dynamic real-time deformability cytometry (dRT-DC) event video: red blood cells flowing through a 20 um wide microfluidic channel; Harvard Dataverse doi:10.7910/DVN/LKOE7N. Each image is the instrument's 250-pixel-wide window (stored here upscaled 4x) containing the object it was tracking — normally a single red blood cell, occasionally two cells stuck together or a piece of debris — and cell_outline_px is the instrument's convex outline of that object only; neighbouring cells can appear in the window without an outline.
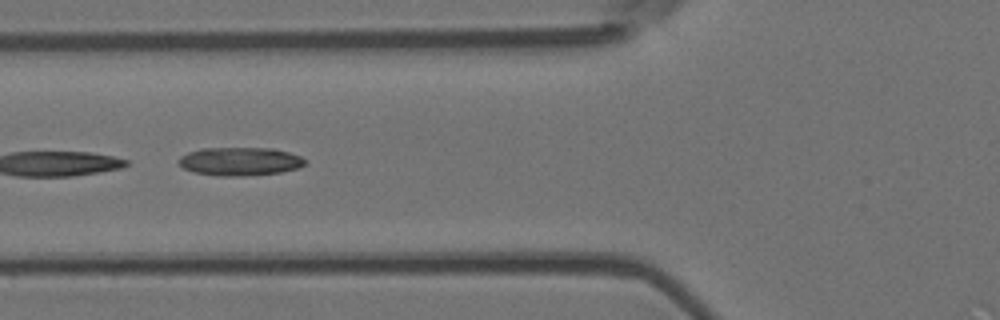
{"species": "Egyptian fruit bat (a non-hibernating species)", "species_latin": "Rousettus aegyptiacus", "temperature_condition": "room temperature", "stored_images_in_passage": 10, "camera_frame_rate_fps": 3000, "um_per_image_px": 0.085, "animal": {"sex": "female"}, "frame": {"image": 1, "passage_image": 5, "time_ms": 1.333, "image_size_px": [1000, 320], "cell_outline_px": [[308, 160], [300, 168], [280, 172], [244, 176], [220, 176], [192, 172], [184, 168], [176, 160], [180, 156], [188, 152], [200, 148], [272, 148], [288, 152], [300, 156]], "centroid_in_image_um": [20.38, 13.72], "position_along_channel_um": 105.4, "area_um2": 21.04}}
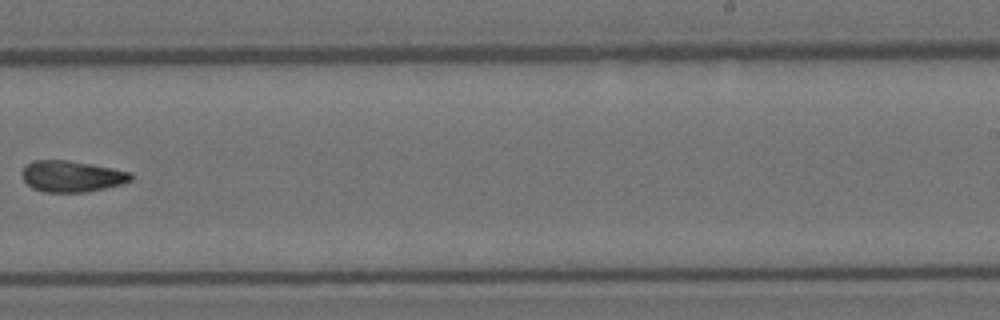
{"frame": {"image": 2, "passage_image": 9, "time_ms": 2.667, "image_size_px": [1000, 320], "cell_outline_px": [[132, 180], [120, 184], [104, 188], [84, 192], [44, 192], [32, 188], [24, 180], [20, 172], [32, 160], [68, 160], [92, 164], [112, 168], [128, 172], [132, 176]], "centroid_in_image_um": [6.06, 14.98], "position_along_channel_um": 282.9, "area_um2": 19.65}}
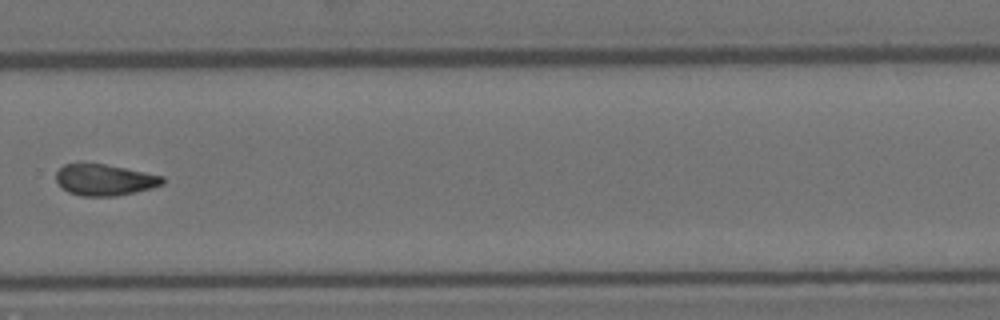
{"frame": {"image": 3, "passage_image": 10, "time_ms": 3.0, "image_size_px": [1000, 320], "cell_outline_px": [[164, 184], [152, 188], [136, 192], [116, 196], [80, 196], [68, 192], [56, 180], [56, 172], [64, 164], [80, 160], [84, 160], [164, 176]], "centroid_in_image_um": [8.85, 15.25], "position_along_channel_um": 320.9, "area_um2": 19.88}}